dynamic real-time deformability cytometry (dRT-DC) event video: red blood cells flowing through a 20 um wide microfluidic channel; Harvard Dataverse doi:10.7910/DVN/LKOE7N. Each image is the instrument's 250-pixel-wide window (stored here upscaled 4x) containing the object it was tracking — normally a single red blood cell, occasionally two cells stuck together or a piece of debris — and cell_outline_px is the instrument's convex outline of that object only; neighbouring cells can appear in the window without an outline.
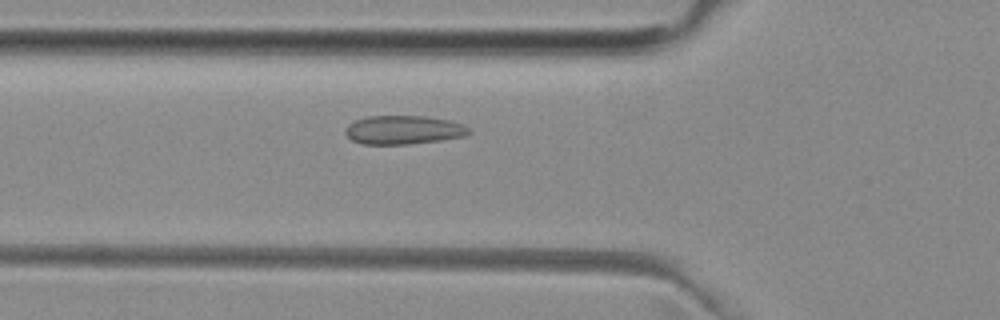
{"species": "common noctule bat (a hibernating species)", "species_latin": "Nyctalus noctula", "temperature_condition": "room temperature", "stored_images_in_passage": 52, "camera_frame_rate_fps": 3000, "um_per_image_px": 0.085, "animal": {"sex": "female", "body_mass_g": 29.2, "forearm_length_mm": 56.3}, "frame": {"image": 1, "passage_image": 18, "time_ms": 5.667, "image_size_px": [1000, 320], "cell_outline_px": [[472, 132], [464, 136], [440, 140], [408, 144], [360, 144], [352, 140], [344, 132], [344, 128], [348, 124], [356, 120], [368, 116], [428, 116], [448, 120], [464, 124], [472, 128]], "centroid_in_image_um": [34.31, 11.04], "position_along_channel_um": 91.5, "area_um2": 20.87}}
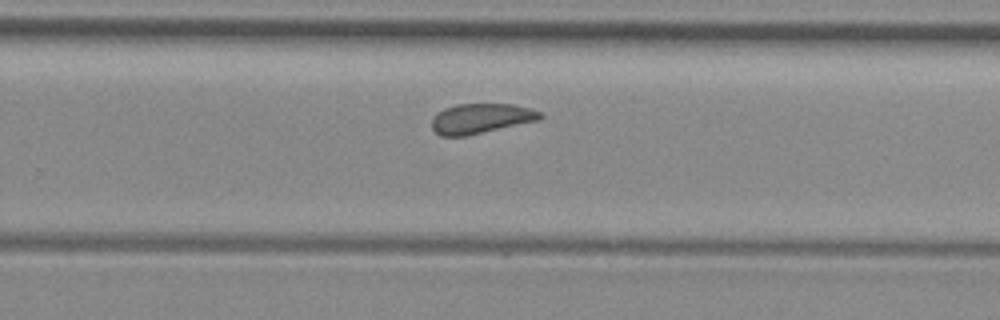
{"frame": {"image": 2, "passage_image": 33, "time_ms": 10.667, "image_size_px": [1000, 320], "cell_outline_px": [[544, 116], [540, 120], [464, 136], [440, 136], [432, 128], [432, 116], [436, 112], [444, 108], [456, 104], [512, 104], [532, 108], [540, 112]], "centroid_in_image_um": [40.87, 10.06], "position_along_channel_um": 288.9, "area_um2": 19.02}}
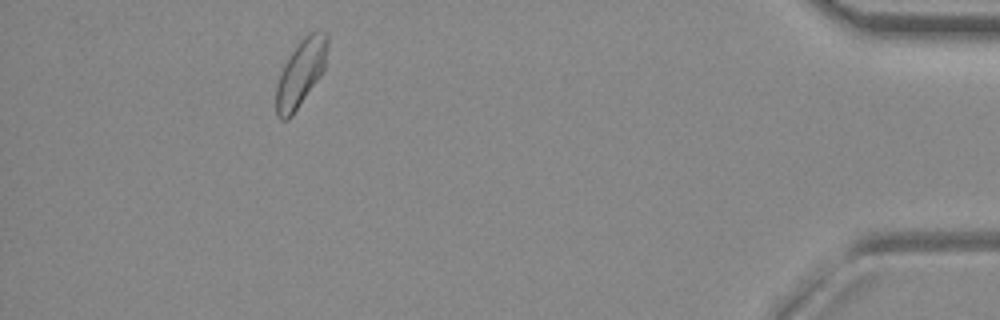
{"frame": {"image": 3, "passage_image": 47, "time_ms": 15.333, "image_size_px": [1000, 320], "cell_outline_px": [[328, 48], [324, 68], [320, 76], [292, 116], [288, 120], [280, 120], [276, 116], [276, 84], [280, 72], [288, 56], [300, 40], [308, 32], [328, 32]], "centroid_in_image_um": [25.55, 6.21], "position_along_channel_um": 409.7, "area_um2": 20.11}, "authors_computed_cell_mechanics": {"area_um2": 20.1433, "velocity_mm_per_s": 3.9508, "shape_relaxation_time_tau1_ms": 6.9682, "shape_relaxation_time_tau2_ms": 1.3949, "deformation_change_tau1": 0.0807, "deformation_change_tau2": 0.0534}}